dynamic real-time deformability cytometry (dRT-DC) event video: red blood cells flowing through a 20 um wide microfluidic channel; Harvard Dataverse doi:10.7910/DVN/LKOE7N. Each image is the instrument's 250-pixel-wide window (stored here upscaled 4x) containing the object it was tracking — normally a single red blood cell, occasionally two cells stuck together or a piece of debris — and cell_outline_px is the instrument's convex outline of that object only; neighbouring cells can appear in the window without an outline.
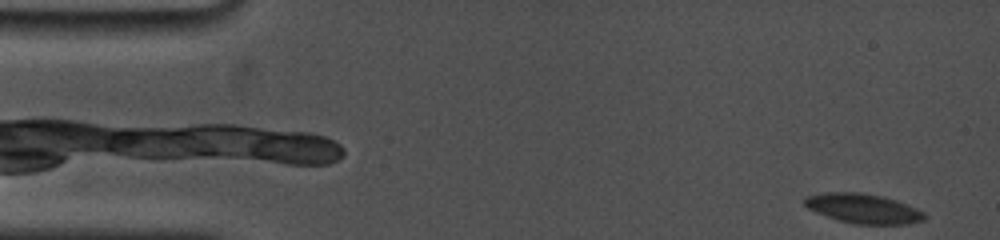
{"species": "common noctule bat (a hibernating species)", "species_latin": "Nyctalus noctula", "temperature_condition": "cold", "stored_images_in_passage": 81, "camera_frame_rate_fps": 5000, "um_per_image_px": 0.085, "animal": {"sex": "female", "body_mass_g": 19.0, "forearm_length_mm": 53.3}, "frame": {"image": 1, "passage_image": 1, "time_ms": 0.0, "image_size_px": [1000, 240], "cell_outline_px": [[928, 216], [924, 220], [908, 224], [856, 224], [840, 220], [816, 212], [808, 208], [804, 204], [804, 196], [824, 192], [860, 192], [884, 196], [896, 200], [916, 208], [924, 212]], "centroid_in_image_um": [73.39, 17.71], "position_along_channel_um": 11.6, "area_um2": 20.75}}
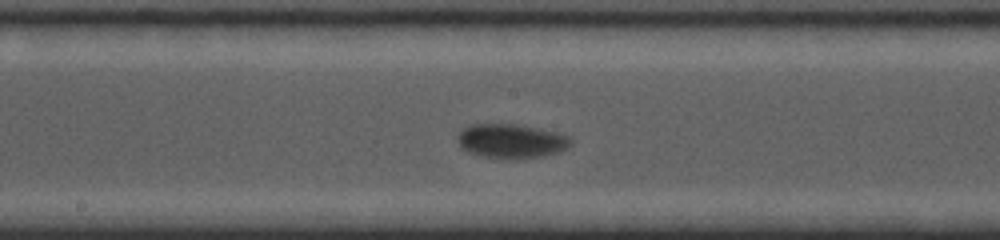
{"frame": {"image": 2, "passage_image": 32, "time_ms": 8.6, "image_size_px": [1000, 240], "cell_outline_px": [[572, 144], [568, 148], [560, 152], [544, 156], [520, 160], [508, 160], [484, 156], [468, 152], [460, 148], [456, 140], [456, 136], [468, 124], [516, 124], [536, 128], [568, 136], [572, 140]], "centroid_in_image_um": [43.43, 12.02], "position_along_channel_um": 204.8, "area_um2": 23.0}}
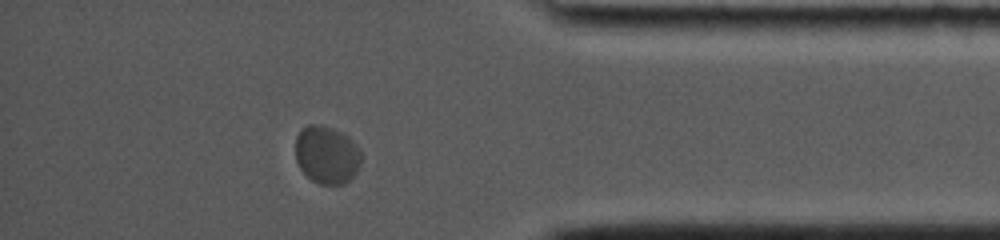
{"frame": {"image": 3, "passage_image": 68, "time_ms": 14.6, "image_size_px": [1000, 240], "cell_outline_px": [[360, 164], [356, 172], [344, 184], [320, 184], [312, 180], [300, 168], [296, 160], [296, 136], [300, 128], [308, 124], [316, 124], [332, 128], [348, 136], [356, 144], [360, 152]], "centroid_in_image_um": [27.75, 13.14], "position_along_channel_um": 407.4, "area_um2": 22.08}, "authors_computed_cell_mechanics": {"area_um2": 21.7906, "velocity_mm_per_s": 3.5658, "shape_relaxation_time_tau1_ms": 1.2642, "shape_relaxation_time_tau2_ms": null, "deformation_change_tau1": 0.0683, "deformation_change_tau2": null}}